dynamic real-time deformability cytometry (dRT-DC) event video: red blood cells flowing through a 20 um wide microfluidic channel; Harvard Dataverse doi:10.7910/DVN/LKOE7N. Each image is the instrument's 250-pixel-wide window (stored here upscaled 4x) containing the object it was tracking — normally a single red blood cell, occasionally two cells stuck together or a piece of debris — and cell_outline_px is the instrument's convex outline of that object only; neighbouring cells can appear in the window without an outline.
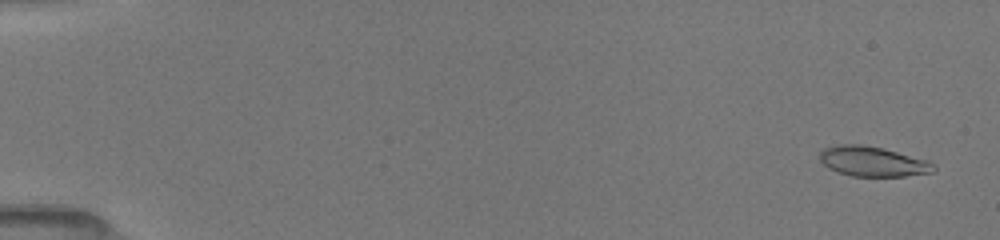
{"species": "common noctule bat (a hibernating species)", "species_latin": "Nyctalus noctula", "temperature_condition": "room temperature", "stored_images_in_passage": 56, "camera_frame_rate_fps": 3000, "um_per_image_px": 0.085, "animal": {"sex": "female", "body_mass_g": 19.5, "forearm_length_mm": 54.1}, "frame": {"image": 1, "passage_image": 3, "time_ms": 0.667, "image_size_px": [1000, 240], "cell_outline_px": [[936, 168], [932, 172], [904, 176], [852, 176], [836, 172], [828, 168], [820, 160], [820, 152], [824, 148], [840, 144], [864, 144], [884, 148], [928, 160], [936, 164]], "centroid_in_image_um": [74.19, 13.72], "position_along_channel_um": 10.8, "area_um2": 20.06}}
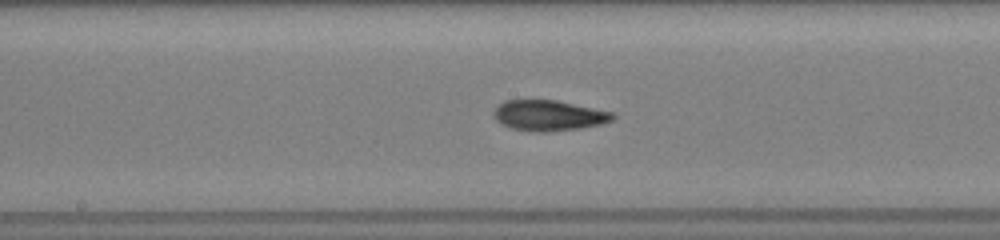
{"frame": {"image": 2, "passage_image": 34, "time_ms": 9.333, "image_size_px": [1000, 240], "cell_outline_px": [[616, 116], [612, 120], [600, 124], [580, 128], [548, 132], [532, 132], [512, 128], [500, 124], [492, 116], [492, 112], [504, 100], [556, 100], [616, 112]], "centroid_in_image_um": [46.65, 9.82], "position_along_channel_um": 201.6, "area_um2": 21.44}}
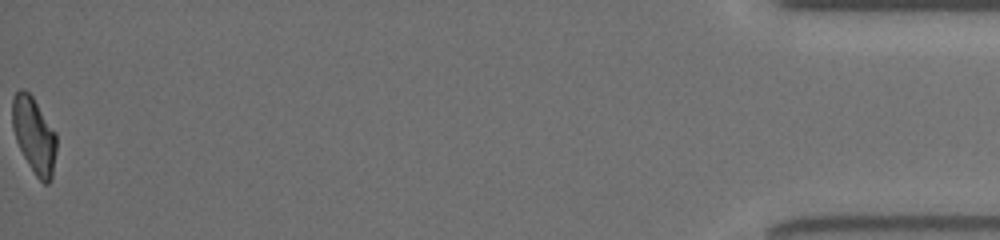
{"frame": {"image": 3, "passage_image": 56, "time_ms": 17.333, "image_size_px": [1000, 240], "cell_outline_px": [[56, 152], [52, 180], [48, 184], [44, 184], [36, 176], [28, 164], [16, 140], [12, 128], [12, 100], [16, 92], [20, 88], [24, 88], [32, 96], [56, 132]], "centroid_in_image_um": [2.9, 11.5], "position_along_channel_um": 432.3, "area_um2": 19.65}, "authors_computed_cell_mechanics": {"area_um2": 20.2589, "velocity_mm_per_s": 4.0118, "shape_relaxation_time_tau1_ms": 4.695, "shape_relaxation_time_tau2_ms": 2.9469, "deformation_change_tau1": 0.1945, "deformation_change_tau2": 0.1099}}